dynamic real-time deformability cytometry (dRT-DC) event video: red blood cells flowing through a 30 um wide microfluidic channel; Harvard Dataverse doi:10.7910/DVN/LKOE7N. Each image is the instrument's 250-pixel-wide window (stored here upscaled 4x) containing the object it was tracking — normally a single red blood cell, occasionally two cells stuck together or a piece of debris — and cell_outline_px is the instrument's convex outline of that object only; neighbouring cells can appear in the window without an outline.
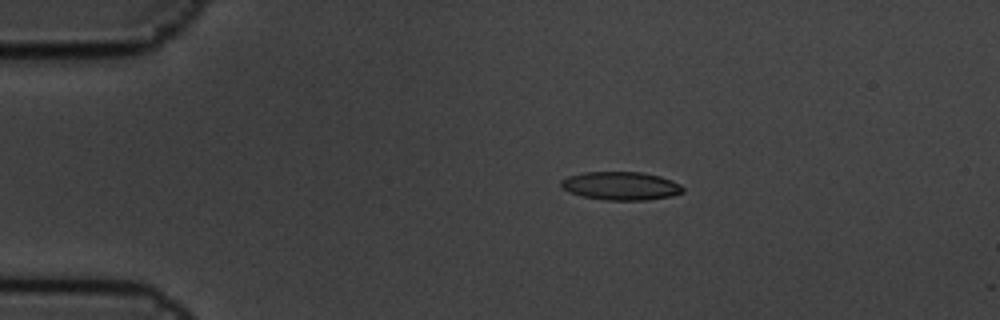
{"species": "common noctule bat (a hibernating species)", "species_latin": "Nyctalus noctula", "temperature_condition": "cold", "stored_images_in_passage": 4, "camera_frame_rate_fps": 3000, "um_per_image_px": 0.085, "animal": {"sex": "male", "body_mass_g": 19.5, "forearm_length_mm": 54.6}, "frame": {"image": 1, "passage_image": 2, "time_ms": 0.333, "image_size_px": [1000, 320], "cell_outline_px": [[684, 192], [672, 196], [644, 200], [604, 200], [584, 196], [568, 192], [560, 184], [560, 180], [568, 176], [580, 172], [640, 172], [660, 176], [672, 180], [680, 184], [684, 188]], "centroid_in_image_um": [52.77, 15.79], "position_along_channel_um": 32.2, "area_um2": 20.17}}